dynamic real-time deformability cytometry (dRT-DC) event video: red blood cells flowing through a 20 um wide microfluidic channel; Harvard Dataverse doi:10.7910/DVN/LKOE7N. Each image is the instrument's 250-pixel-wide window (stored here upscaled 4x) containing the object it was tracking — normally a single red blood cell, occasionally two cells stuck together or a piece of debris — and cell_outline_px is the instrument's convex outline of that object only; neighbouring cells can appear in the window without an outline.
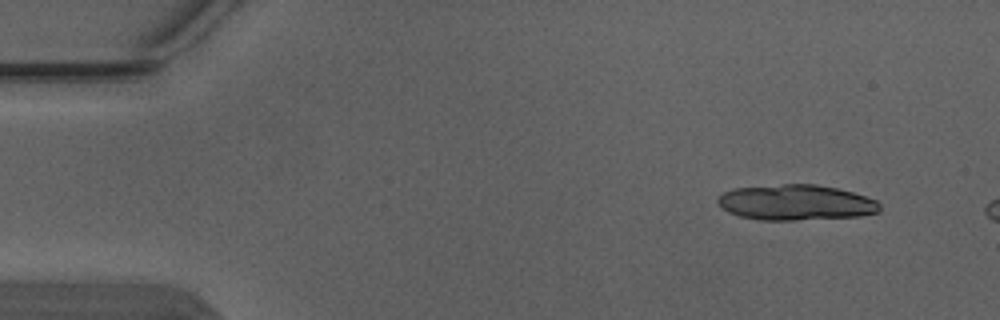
{"species": "Egyptian fruit bat (a non-hibernating species)", "species_latin": "Rousettus aegyptiacus", "temperature_condition": "warm", "stored_images_in_passage": 3, "camera_frame_rate_fps": 3000, "um_per_image_px": 0.085, "animal": {"sex": "male"}, "frame": {"image": 1, "passage_image": 1, "time_ms": 0.0, "image_size_px": [1000, 320], "cell_outline_px": [[880, 212], [860, 216], [796, 220], [760, 220], [740, 216], [728, 212], [716, 200], [724, 192], [732, 188], [784, 184], [816, 184], [836, 188], [852, 192], [876, 200], [880, 204]], "centroid_in_image_um": [67.66, 17.21], "position_along_channel_um": 17.3, "area_um2": 33.47}}